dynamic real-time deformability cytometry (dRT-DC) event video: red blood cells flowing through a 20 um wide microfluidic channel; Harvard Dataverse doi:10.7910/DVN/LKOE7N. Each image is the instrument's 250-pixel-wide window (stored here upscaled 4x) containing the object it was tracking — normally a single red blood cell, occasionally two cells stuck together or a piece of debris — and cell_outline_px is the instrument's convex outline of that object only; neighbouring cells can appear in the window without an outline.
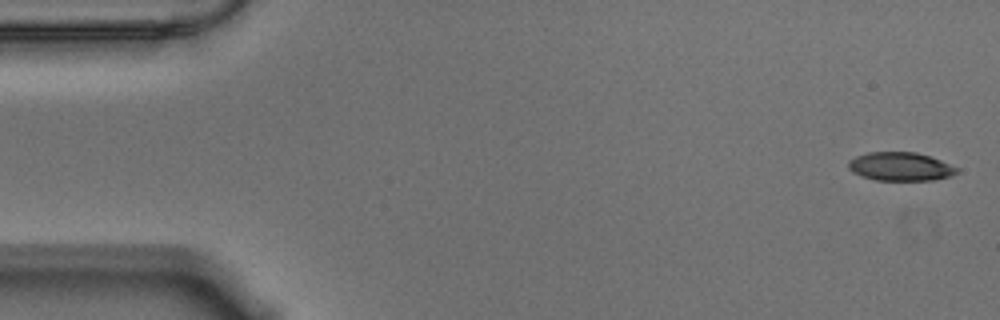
{"species": "Egyptian fruit bat (a non-hibernating species)", "species_latin": "Rousettus aegyptiacus", "temperature_condition": "warm", "stored_images_in_passage": 56, "camera_frame_rate_fps": 3000, "um_per_image_px": 0.085, "animal": {"sex": "male"}, "frame": {"image": 1, "passage_image": 1, "time_ms": 0.0, "image_size_px": [1000, 320], "cell_outline_px": [[960, 168], [952, 176], [932, 180], [876, 180], [860, 176], [852, 172], [848, 168], [848, 160], [856, 156], [868, 152], [916, 152], [940, 160]], "centroid_in_image_um": [76.51, 14.16], "position_along_channel_um": 8.5, "area_um2": 18.09}}
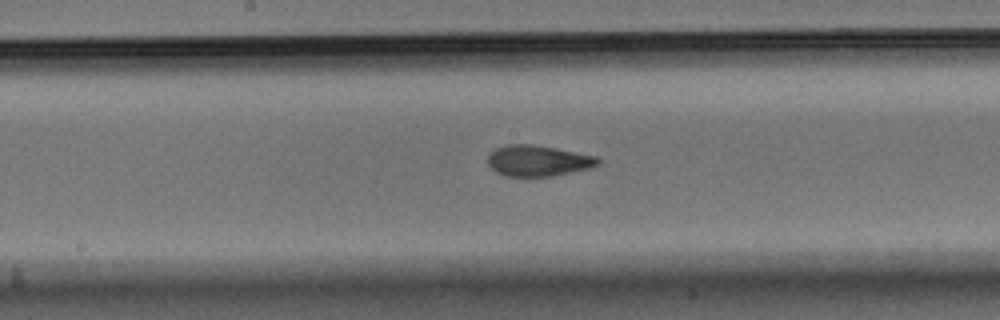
{"frame": {"image": 2, "passage_image": 28, "time_ms": 9.0, "image_size_px": [1000, 320], "cell_outline_px": [[600, 164], [592, 168], [548, 176], [504, 176], [496, 172], [488, 164], [488, 156], [496, 148], [508, 144], [532, 144], [556, 148], [596, 156], [600, 160]], "centroid_in_image_um": [45.74, 13.66], "position_along_channel_um": 202.5, "area_um2": 19.77}}
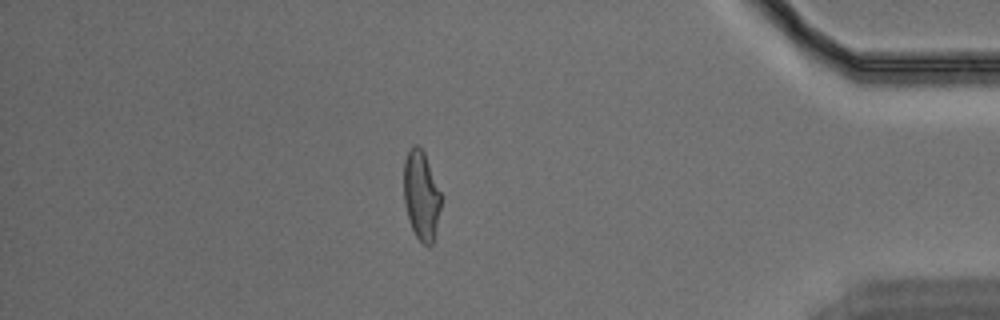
{"frame": {"image": 3, "passage_image": 48, "time_ms": 15.667, "image_size_px": [1000, 320], "cell_outline_px": [[444, 196], [432, 244], [428, 248], [416, 236], [408, 220], [404, 204], [404, 160], [412, 144], [416, 144], [424, 152]], "centroid_in_image_um": [35.83, 16.6], "position_along_channel_um": 399.4, "area_um2": 19.83}, "authors_computed_cell_mechanics": {"area_um2": 19.9988, "velocity_mm_per_s": 3.5469, "shape_relaxation_time_tau1_ms": 8.2812, "shape_relaxation_time_tau2_ms": 1.8544, "deformation_change_tau1": 0.2249, "deformation_change_tau2": 0.0913}}